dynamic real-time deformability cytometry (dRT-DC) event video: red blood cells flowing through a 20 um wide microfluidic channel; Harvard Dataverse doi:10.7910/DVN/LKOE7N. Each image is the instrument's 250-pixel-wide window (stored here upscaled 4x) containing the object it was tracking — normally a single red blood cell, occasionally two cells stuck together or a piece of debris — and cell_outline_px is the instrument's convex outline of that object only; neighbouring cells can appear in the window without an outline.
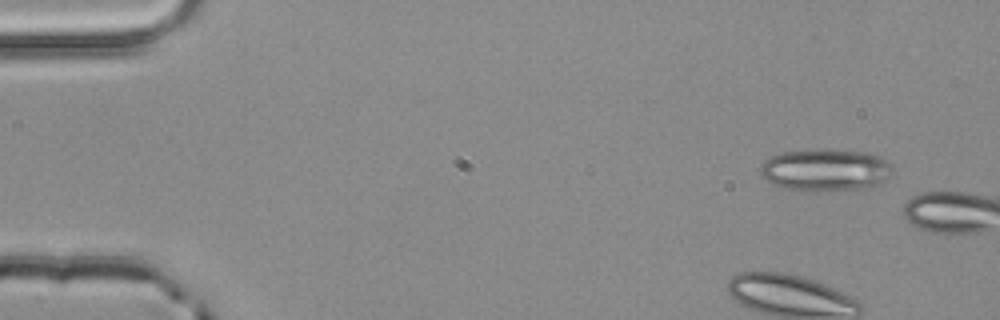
{"species": "common noctule bat (a hibernating species)", "species_latin": "Nyctalus noctula", "temperature_condition": "room temperature", "stored_images_in_passage": 4, "camera_frame_rate_fps": 3000, "um_per_image_px": 0.085, "animal": {"sex": "male", "body_mass_g": 20.4}, "frame": {"image": 1, "passage_image": 1, "time_ms": 0.0, "image_size_px": [1000, 320], "cell_outline_px": [[892, 172], [888, 180], [884, 184], [872, 188], [804, 192], [784, 188], [772, 184], [760, 172], [760, 168], [764, 160], [780, 152], [816, 148], [824, 148], [868, 152], [892, 164]], "centroid_in_image_um": [70.2, 14.45], "position_along_channel_um": 14.8, "area_um2": 33.41}}